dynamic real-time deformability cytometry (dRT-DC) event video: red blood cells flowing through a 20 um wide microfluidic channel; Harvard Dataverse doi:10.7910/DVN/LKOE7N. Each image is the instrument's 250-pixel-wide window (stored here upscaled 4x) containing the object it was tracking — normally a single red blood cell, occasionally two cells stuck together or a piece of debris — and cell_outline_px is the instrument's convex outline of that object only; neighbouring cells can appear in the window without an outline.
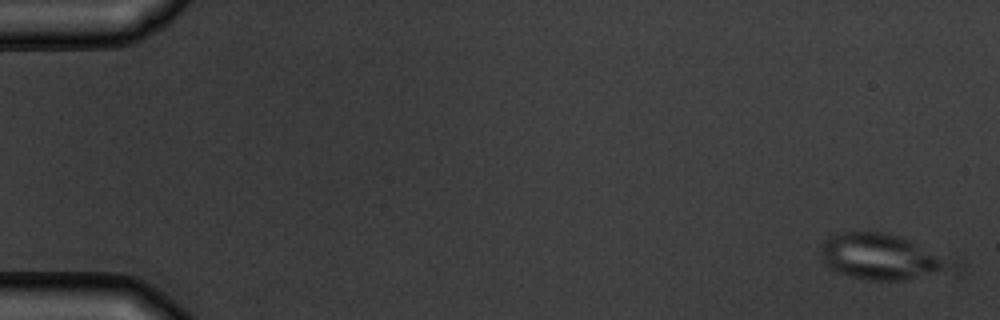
{"species": "common noctule bat (a hibernating species)", "species_latin": "Nyctalus noctula", "temperature_condition": "warm", "stored_images_in_passage": 5, "camera_frame_rate_fps": 3000, "um_per_image_px": 0.085, "animal": {"sex": "male", "body_mass_g": 19.5, "forearm_length_mm": 54.6}, "frame": {"image": 1, "passage_image": 1, "time_ms": 0.0, "image_size_px": [1000, 320], "cell_outline_px": [[944, 264], [940, 268], [904, 280], [868, 280], [848, 276], [832, 268], [824, 260], [820, 252], [824, 240], [828, 236], [844, 232], [888, 232], [900, 236], [908, 240]], "centroid_in_image_um": [74.52, 21.78], "position_along_channel_um": 10.5, "area_um2": 31.67}}